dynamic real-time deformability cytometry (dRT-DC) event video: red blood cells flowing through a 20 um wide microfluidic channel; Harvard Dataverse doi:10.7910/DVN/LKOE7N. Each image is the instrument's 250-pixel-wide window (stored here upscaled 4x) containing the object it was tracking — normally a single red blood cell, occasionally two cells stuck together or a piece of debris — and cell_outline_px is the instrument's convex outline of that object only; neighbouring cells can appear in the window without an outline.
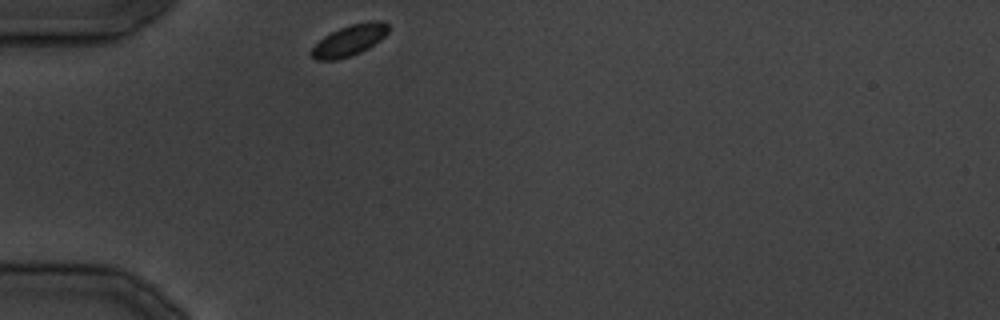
{"species": "common noctule bat (a hibernating species)", "species_latin": "Nyctalus noctula", "temperature_condition": "cold", "stored_images_in_passage": 11, "camera_frame_rate_fps": 3000, "um_per_image_px": 0.085, "animal": {"sex": "male", "body_mass_g": 19.5, "forearm_length_mm": 54.6}, "frame": {"image": 1, "passage_image": 1, "time_ms": 0.0, "image_size_px": [1000, 320], "cell_outline_px": [[388, 32], [380, 40], [368, 48], [360, 52], [336, 60], [316, 60], [308, 52], [324, 36], [340, 28], [352, 24], [372, 20], [380, 20], [388, 24]], "centroid_in_image_um": [29.69, 3.43], "position_along_channel_um": 55.3, "area_um2": 13.76}}
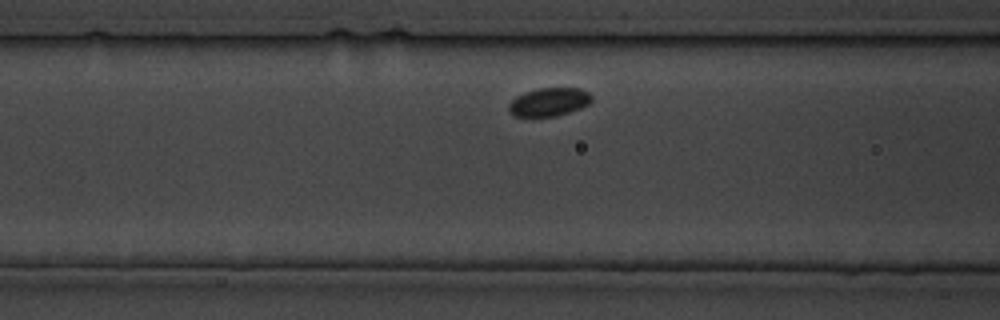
{"frame": {"image": 2, "passage_image": 5, "time_ms": 5.333, "image_size_px": [1000, 320], "cell_outline_px": [[592, 100], [588, 104], [580, 108], [556, 116], [512, 116], [508, 112], [508, 104], [516, 96], [524, 92], [536, 88], [580, 88], [588, 92], [592, 96]], "centroid_in_image_um": [46.63, 8.66], "position_along_channel_um": 120.0, "area_um2": 13.76}}
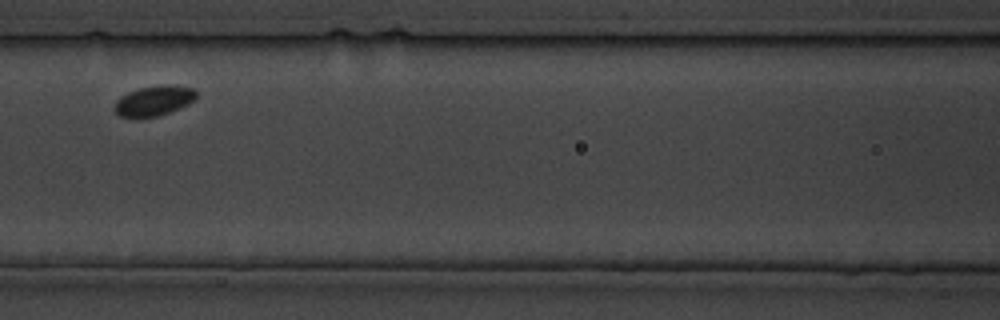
{"frame": {"image": 3, "passage_image": 7, "time_ms": 7.667, "image_size_px": [1000, 320], "cell_outline_px": [[196, 100], [188, 104], [168, 112], [156, 116], [120, 116], [112, 108], [116, 100], [120, 96], [128, 92], [140, 88], [164, 84], [172, 84], [192, 88], [196, 92]], "centroid_in_image_um": [13.08, 8.53], "position_along_channel_um": 153.5, "area_um2": 14.16}}